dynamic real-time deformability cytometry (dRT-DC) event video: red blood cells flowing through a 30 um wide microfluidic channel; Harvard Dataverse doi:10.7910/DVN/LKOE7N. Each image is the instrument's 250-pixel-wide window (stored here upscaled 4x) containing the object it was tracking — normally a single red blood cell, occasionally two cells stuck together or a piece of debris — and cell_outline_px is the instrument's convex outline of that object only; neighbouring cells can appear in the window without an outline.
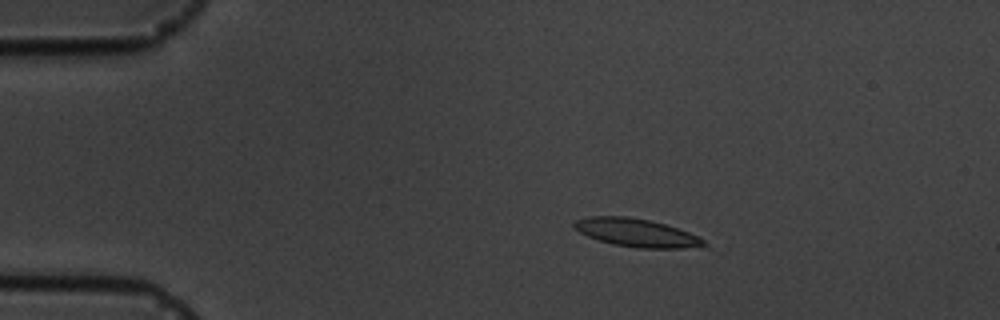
{"species": "common noctule bat (a hibernating species)", "species_latin": "Nyctalus noctula", "temperature_condition": "cold", "stored_images_in_passage": 5, "camera_frame_rate_fps": 3000, "um_per_image_px": 0.085, "animal": {"sex": "male", "body_mass_g": 19.5, "forearm_length_mm": 54.6}, "frame": {"image": 1, "passage_image": 3, "time_ms": 2.333, "image_size_px": [1000, 320], "cell_outline_px": [[708, 244], [704, 248], [636, 248], [612, 244], [588, 236], [580, 232], [572, 224], [576, 220], [588, 216], [628, 216], [648, 220], [664, 224], [700, 236]], "centroid_in_image_um": [54.16, 19.79], "position_along_channel_um": 30.8, "area_um2": 21.33}}